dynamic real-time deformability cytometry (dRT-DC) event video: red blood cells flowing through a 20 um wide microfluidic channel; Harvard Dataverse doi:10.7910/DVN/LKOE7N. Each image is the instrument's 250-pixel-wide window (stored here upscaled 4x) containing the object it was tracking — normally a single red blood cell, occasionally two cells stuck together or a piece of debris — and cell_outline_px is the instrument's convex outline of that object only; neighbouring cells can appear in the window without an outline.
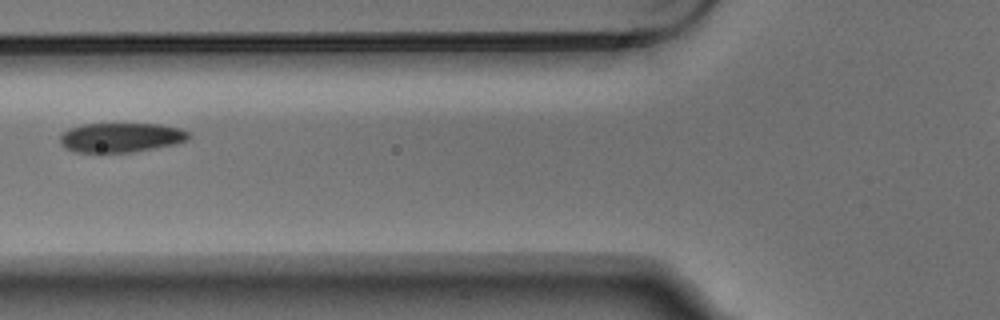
{"species": "Egyptian fruit bat (a non-hibernating species)", "species_latin": "Rousettus aegyptiacus", "temperature_condition": "warm", "stored_images_in_passage": 3, "camera_frame_rate_fps": 3000, "um_per_image_px": 0.085, "animal": {"sex": "male"}, "frame": {"image": 1, "passage_image": 3, "time_ms": 0.667, "image_size_px": [1000, 320], "cell_outline_px": [[188, 140], [176, 144], [132, 152], [76, 152], [64, 148], [60, 144], [60, 136], [68, 128], [84, 124], [160, 124], [180, 128], [188, 132]], "centroid_in_image_um": [10.26, 11.69], "position_along_channel_um": 115.5, "area_um2": 22.08}}